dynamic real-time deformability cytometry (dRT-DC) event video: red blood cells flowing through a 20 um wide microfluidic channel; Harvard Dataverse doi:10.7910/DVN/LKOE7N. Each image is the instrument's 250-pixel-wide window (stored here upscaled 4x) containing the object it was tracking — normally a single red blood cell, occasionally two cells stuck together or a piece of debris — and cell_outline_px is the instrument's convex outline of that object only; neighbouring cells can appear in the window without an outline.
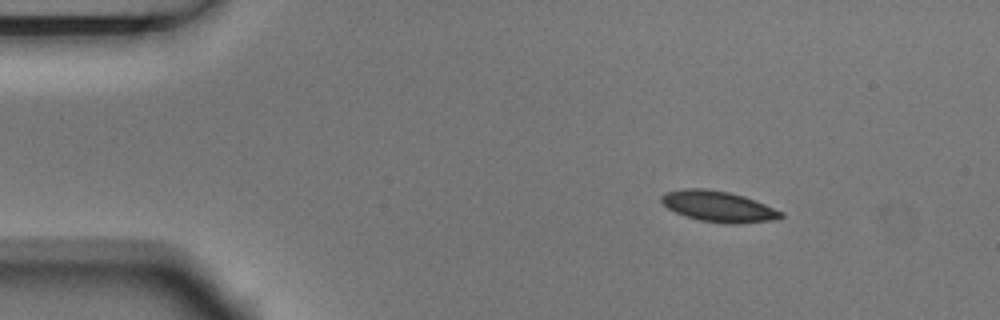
{"species": "Egyptian fruit bat (a non-hibernating species)", "species_latin": "Rousettus aegyptiacus", "temperature_condition": "room temperature", "stored_images_in_passage": 3, "camera_frame_rate_fps": 3000, "um_per_image_px": 0.085, "animal": {"sex": "male"}, "frame": {"image": 1, "passage_image": 1, "time_ms": 0.0, "image_size_px": [1000, 320], "cell_outline_px": [[784, 216], [772, 220], [736, 224], [724, 224], [700, 220], [684, 216], [668, 208], [660, 200], [660, 196], [664, 192], [684, 188], [708, 188], [728, 192], [744, 196], [784, 212]], "centroid_in_image_um": [61.03, 17.54], "position_along_channel_um": 24.0, "area_um2": 21.56}}